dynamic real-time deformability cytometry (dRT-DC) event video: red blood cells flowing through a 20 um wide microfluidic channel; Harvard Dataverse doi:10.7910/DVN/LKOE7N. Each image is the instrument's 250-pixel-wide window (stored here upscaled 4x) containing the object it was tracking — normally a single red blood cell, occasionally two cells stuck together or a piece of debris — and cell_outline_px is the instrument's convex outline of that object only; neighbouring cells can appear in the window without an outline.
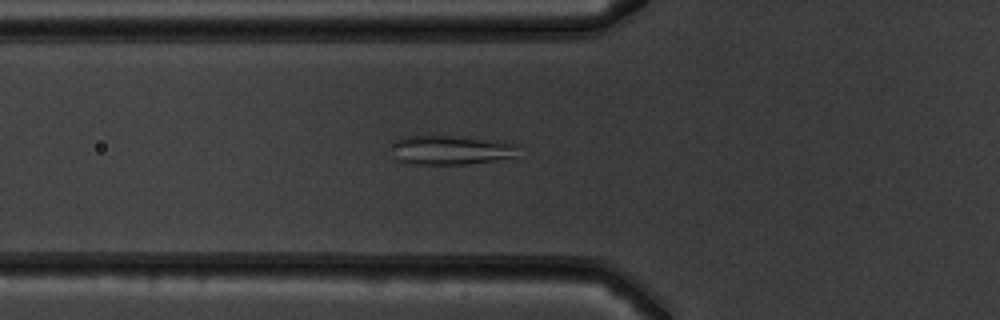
{"species": "common noctule bat (a hibernating species)", "species_latin": "Nyctalus noctula", "temperature_condition": "warm", "stored_images_in_passage": 54, "segment_of_instrument_passage": [1, 2], "camera_frame_rate_fps": 3000, "um_per_image_px": 0.085, "animal": {"sex": "male", "body_mass_g": 19.5, "forearm_length_mm": 54.6}, "frame": {"image": 1, "passage_image": 20, "time_ms": 6.333, "image_size_px": [1000, 320], "cell_outline_px": [[520, 144], [516, 156], [492, 160], [464, 164], [416, 164], [396, 160], [392, 156], [392, 140], [408, 136], [452, 136], [500, 140]], "centroid_in_image_um": [38.31, 12.74], "position_along_channel_um": 87.5, "area_um2": 21.79}}
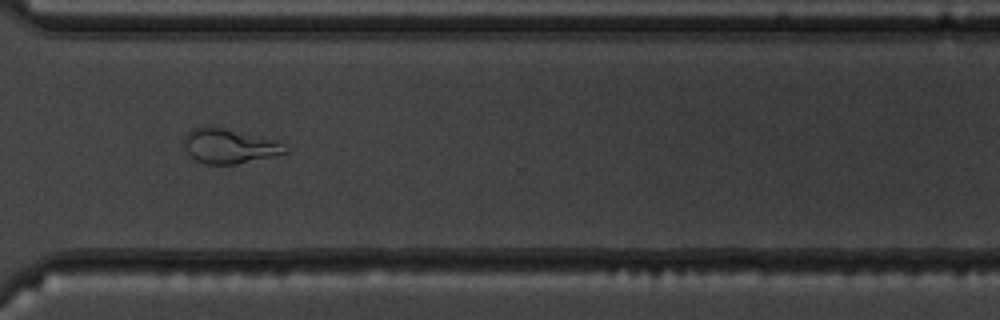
{"frame": {"image": 2, "passage_image": 40, "time_ms": 13.0, "image_size_px": [1000, 320], "cell_outline_px": [[288, 152], [272, 156], [236, 164], [204, 164], [196, 160], [184, 148], [184, 136], [192, 128], [220, 128], [276, 140]], "centroid_in_image_um": [19.44, 12.44], "position_along_channel_um": 351.2, "area_um2": 19.65}}
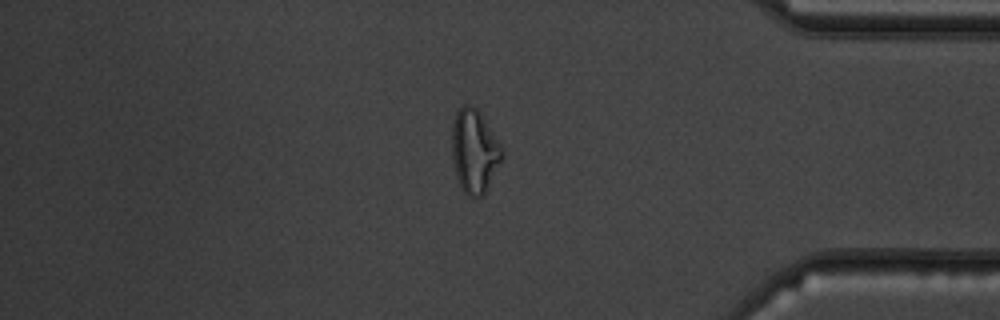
{"frame": {"image": 3, "passage_image": 45, "time_ms": 14.667, "image_size_px": [1000, 320], "cell_outline_px": [[504, 152], [484, 196], [476, 200], [468, 196], [460, 188], [456, 176], [452, 160], [452, 124], [456, 112], [464, 104], [472, 104], [480, 112], [500, 144]], "centroid_in_image_um": [40.3, 12.88], "position_along_channel_um": 394.9, "area_um2": 24.57}}